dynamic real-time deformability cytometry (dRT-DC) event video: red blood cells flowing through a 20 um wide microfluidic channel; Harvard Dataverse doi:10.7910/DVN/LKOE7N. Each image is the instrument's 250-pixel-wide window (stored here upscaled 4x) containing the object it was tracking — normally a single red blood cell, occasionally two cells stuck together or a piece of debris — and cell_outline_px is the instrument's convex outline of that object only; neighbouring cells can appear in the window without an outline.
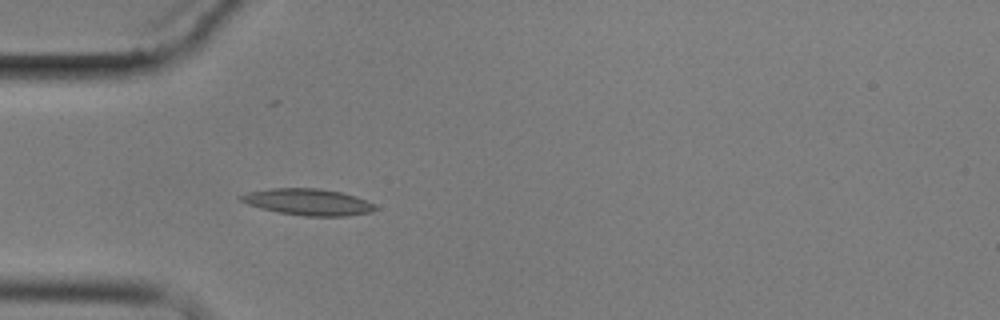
{"species": "common noctule bat (a hibernating species)", "species_latin": "Nyctalus noctula", "temperature_condition": "cold", "stored_images_in_passage": 3, "camera_frame_rate_fps": 3000, "um_per_image_px": 0.085, "animal": {"sex": "male", "body_mass_g": 17.9}, "frame": {"image": 1, "passage_image": 3, "time_ms": 2.333, "image_size_px": [1000, 320], "cell_outline_px": [[380, 208], [372, 212], [344, 216], [304, 216], [280, 212], [260, 208], [248, 204], [240, 200], [236, 196], [248, 192], [268, 188], [320, 188], [340, 192], [356, 196], [376, 204]], "centroid_in_image_um": [26.2, 17.16], "position_along_channel_um": 58.8, "area_um2": 20.92}}